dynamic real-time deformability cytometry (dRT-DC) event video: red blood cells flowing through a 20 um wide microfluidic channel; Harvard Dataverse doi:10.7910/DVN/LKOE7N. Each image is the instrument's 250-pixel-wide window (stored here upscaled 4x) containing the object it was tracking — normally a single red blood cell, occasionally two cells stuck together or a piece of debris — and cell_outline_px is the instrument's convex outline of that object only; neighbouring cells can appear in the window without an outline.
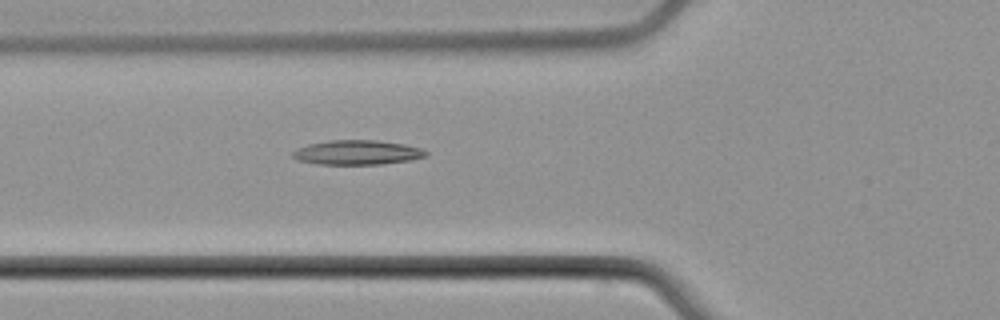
{"species": "common noctule bat (a hibernating species)", "species_latin": "Nyctalus noctula", "temperature_condition": "cold", "stored_images_in_passage": 4, "camera_frame_rate_fps": 3000, "um_per_image_px": 0.085, "animal": {"sex": "male", "body_mass_g": 21.5, "forearm_length_mm": 52.0}, "frame": {"image": 1, "passage_image": 4, "time_ms": 4.667, "image_size_px": [1000, 320], "cell_outline_px": [[428, 152], [424, 156], [408, 160], [380, 164], [316, 164], [296, 160], [292, 156], [292, 152], [296, 148], [308, 144], [328, 140], [376, 140], [404, 144], [420, 148]], "centroid_in_image_um": [30.28, 12.95], "position_along_channel_um": 95.5, "area_um2": 18.96}}